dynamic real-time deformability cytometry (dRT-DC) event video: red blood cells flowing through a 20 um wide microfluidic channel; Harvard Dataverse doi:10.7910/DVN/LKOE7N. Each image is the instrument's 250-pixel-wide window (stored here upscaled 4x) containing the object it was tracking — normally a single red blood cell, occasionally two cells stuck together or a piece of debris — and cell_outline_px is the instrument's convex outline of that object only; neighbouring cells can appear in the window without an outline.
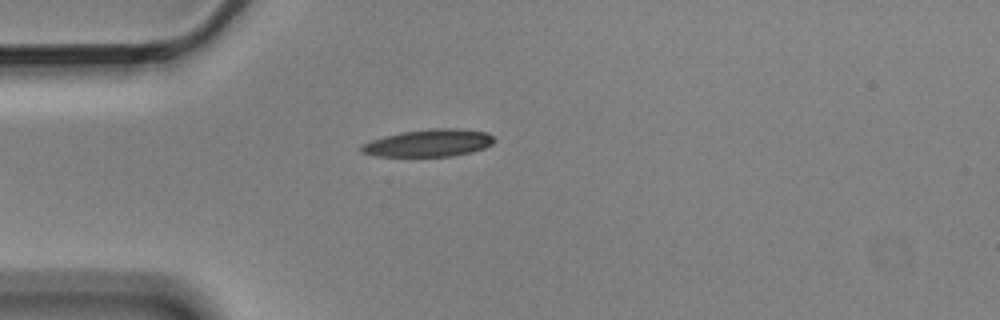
{"species": "Egyptian fruit bat (a non-hibernating species)", "species_latin": "Rousettus aegyptiacus", "temperature_condition": "cold", "stored_images_in_passage": 5, "camera_frame_rate_fps": 3000, "um_per_image_px": 0.085, "animal": {"sex": "male"}, "frame": {"image": 1, "passage_image": 5, "time_ms": 1.333, "image_size_px": [1000, 320], "cell_outline_px": [[496, 140], [492, 144], [484, 148], [472, 152], [452, 156], [376, 156], [360, 152], [360, 148], [364, 144], [372, 140], [384, 136], [400, 132], [432, 128], [460, 128], [488, 132]], "centroid_in_image_um": [36.48, 12.14], "position_along_channel_um": 48.5, "area_um2": 21.27}}